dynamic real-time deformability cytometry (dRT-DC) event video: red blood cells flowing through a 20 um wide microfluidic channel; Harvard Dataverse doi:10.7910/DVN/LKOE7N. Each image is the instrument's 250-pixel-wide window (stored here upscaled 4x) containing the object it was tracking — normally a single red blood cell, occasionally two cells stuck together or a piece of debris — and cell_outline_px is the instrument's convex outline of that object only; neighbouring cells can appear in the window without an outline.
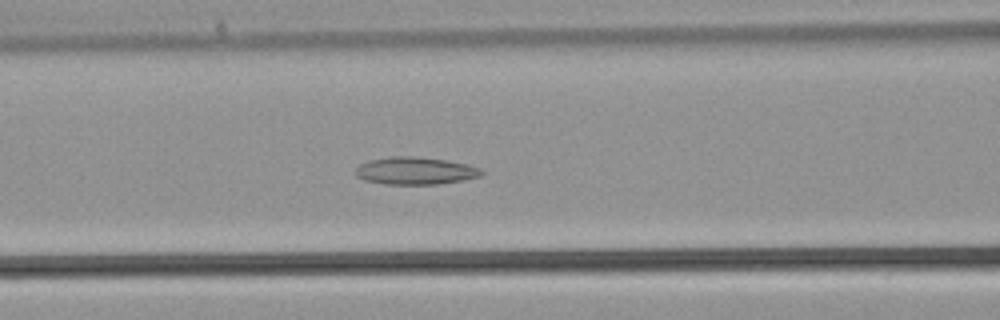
{"species": "common noctule bat (a hibernating species)", "species_latin": "Nyctalus noctula", "temperature_condition": "warm", "stored_images_in_passage": 29, "camera_frame_rate_fps": 3000, "um_per_image_px": 0.085, "animal": {"sex": "male", "body_mass_g": 21.5, "forearm_length_mm": 52.0}, "frame": {"image": 1, "passage_image": 5, "time_ms": 1.333, "image_size_px": [1000, 320], "cell_outline_px": [[484, 172], [480, 176], [464, 180], [436, 184], [384, 184], [364, 180], [356, 176], [356, 168], [360, 164], [368, 160], [392, 156], [412, 156], [444, 160], [468, 164], [480, 168]], "centroid_in_image_um": [35.29, 14.52], "position_along_channel_um": 131.3, "area_um2": 20.11}}
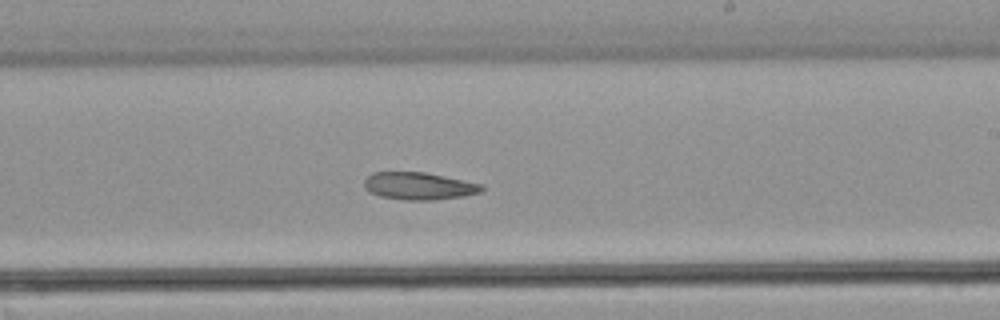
{"frame": {"image": 2, "passage_image": 12, "time_ms": 3.667, "image_size_px": [1000, 320], "cell_outline_px": [[484, 188], [480, 192], [464, 196], [436, 200], [404, 200], [380, 196], [368, 192], [364, 188], [364, 180], [372, 172], [424, 172], [484, 184]], "centroid_in_image_um": [35.6, 15.81], "position_along_channel_um": 253.4, "area_um2": 18.9}}
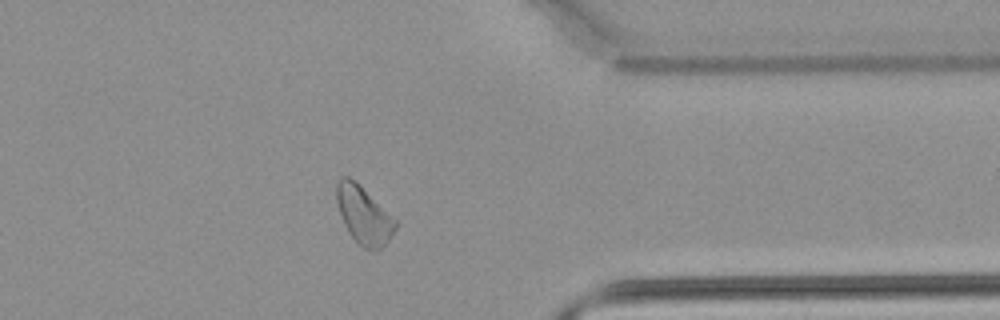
{"frame": {"image": 3, "passage_image": 20, "time_ms": 6.333, "image_size_px": [1000, 320], "cell_outline_px": [[396, 228], [388, 240], [376, 252], [364, 248], [356, 244], [348, 232], [344, 224], [336, 200], [336, 180], [340, 176], [348, 176], [396, 220]], "centroid_in_image_um": [30.88, 18.33], "position_along_channel_um": 380.5, "area_um2": 19.36}}